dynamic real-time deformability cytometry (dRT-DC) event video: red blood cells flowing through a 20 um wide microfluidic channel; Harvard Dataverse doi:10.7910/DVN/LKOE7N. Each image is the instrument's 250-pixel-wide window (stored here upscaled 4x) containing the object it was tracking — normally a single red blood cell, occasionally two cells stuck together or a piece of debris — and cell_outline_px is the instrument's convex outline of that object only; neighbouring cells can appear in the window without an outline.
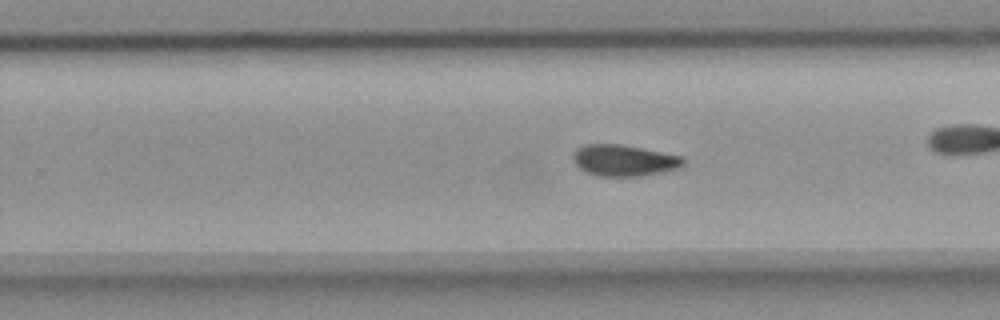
{"species": "common noctule bat (a hibernating species)", "species_latin": "Nyctalus noctula", "temperature_condition": "room temperature", "stored_images_in_passage": 51, "camera_frame_rate_fps": 3000, "um_per_image_px": 0.085, "animal": {"sex": "female", "body_mass_g": 18.4}, "frame": {"image": 1, "passage_image": 30, "time_ms": 9.667, "image_size_px": [1000, 320], "cell_outline_px": [[684, 164], [680, 168], [640, 176], [596, 176], [580, 168], [576, 164], [572, 156], [576, 148], [584, 144], [620, 144], [684, 156]], "centroid_in_image_um": [53.05, 13.63], "position_along_channel_um": 276.8, "area_um2": 20.11}, "authors_computed_cell_mechanics": {"area_um2": 19.7098, "velocity_mm_per_s": 3.6608, "shape_relaxation_time_tau1_ms": 7.7884, "shape_relaxation_time_tau2_ms": 3.4436, "deformation_change_tau1": 0.1723, "deformation_change_tau2": 0.0877}}